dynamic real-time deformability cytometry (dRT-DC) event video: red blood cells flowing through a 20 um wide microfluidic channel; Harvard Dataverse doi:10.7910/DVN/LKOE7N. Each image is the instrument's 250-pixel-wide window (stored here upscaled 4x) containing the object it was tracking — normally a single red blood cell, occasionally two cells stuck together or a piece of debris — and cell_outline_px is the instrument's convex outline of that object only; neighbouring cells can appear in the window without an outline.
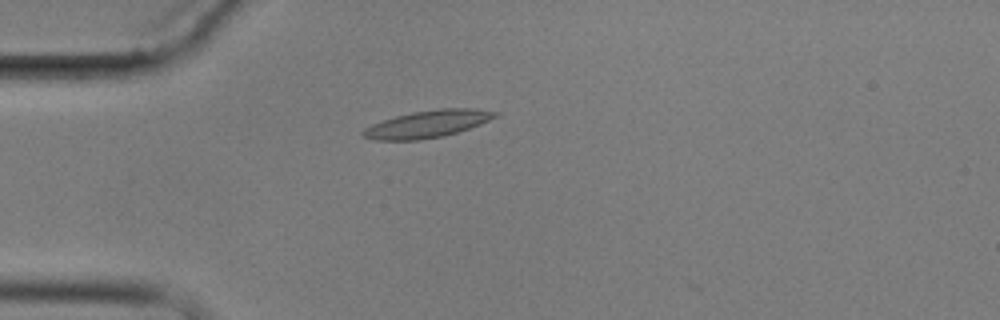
{"species": "common noctule bat (a hibernating species)", "species_latin": "Nyctalus noctula", "temperature_condition": "cold", "stored_images_in_passage": 11, "camera_frame_rate_fps": 3000, "um_per_image_px": 0.085, "animal": {"sex": "male", "body_mass_g": 17.9}, "frame": {"image": 1, "passage_image": 4, "time_ms": 4.333, "image_size_px": [1000, 320], "cell_outline_px": [[500, 112], [496, 116], [480, 124], [444, 136], [420, 140], [376, 140], [360, 136], [360, 132], [364, 128], [372, 124], [396, 116], [412, 112], [440, 108], [472, 108]], "centroid_in_image_um": [36.3, 10.54], "position_along_channel_um": 48.7, "area_um2": 20.87}}
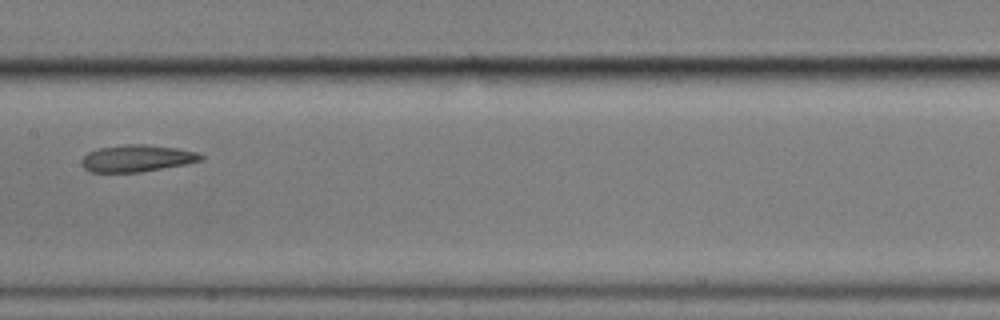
{"frame": {"image": 2, "passage_image": 8, "time_ms": 9.0, "image_size_px": [1000, 320], "cell_outline_px": [[204, 160], [184, 164], [140, 172], [92, 172], [84, 168], [80, 164], [80, 160], [88, 152], [100, 148], [128, 144], [144, 144], [176, 148], [196, 152], [204, 156]], "centroid_in_image_um": [11.62, 13.46], "position_along_channel_um": 195.8, "area_um2": 18.55}}
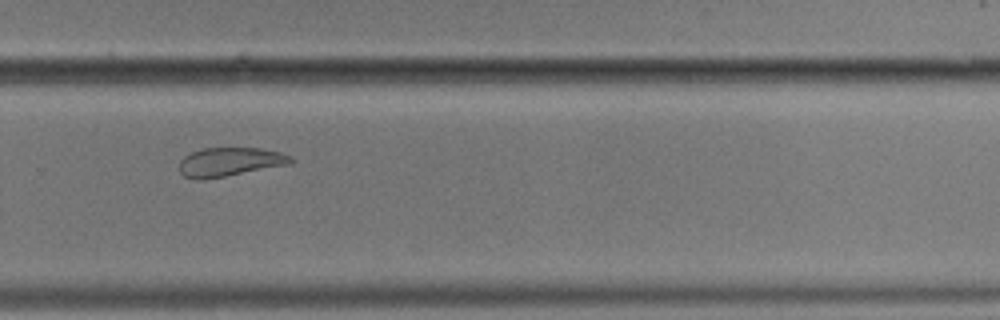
{"frame": {"image": 3, "passage_image": 11, "time_ms": 12.333, "image_size_px": [1000, 320], "cell_outline_px": [[292, 164], [204, 180], [196, 180], [184, 176], [180, 172], [180, 160], [184, 156], [200, 148], [260, 148], [280, 152], [292, 156]], "centroid_in_image_um": [19.53, 13.77], "position_along_channel_um": 310.3, "area_um2": 18.9}}